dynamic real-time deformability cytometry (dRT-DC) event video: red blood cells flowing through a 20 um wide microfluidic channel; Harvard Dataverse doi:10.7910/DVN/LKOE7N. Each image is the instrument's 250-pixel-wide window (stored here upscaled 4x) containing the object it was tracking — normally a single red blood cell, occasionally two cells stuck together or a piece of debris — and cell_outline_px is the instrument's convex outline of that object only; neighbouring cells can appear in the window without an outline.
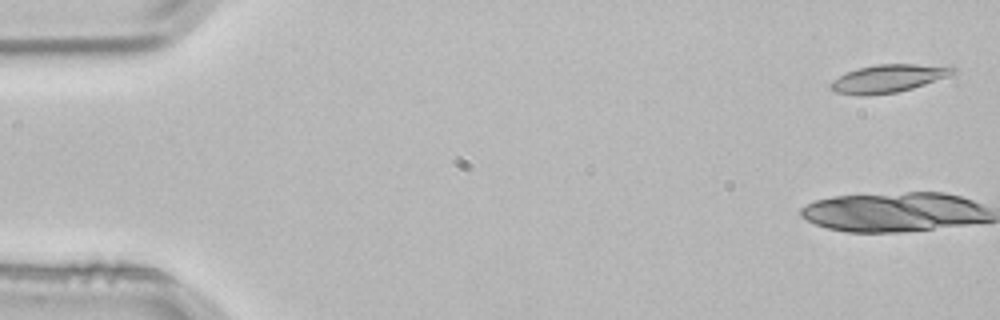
{"species": "common noctule bat (a hibernating species)", "species_latin": "Nyctalus noctula", "temperature_condition": "room temperature", "stored_images_in_passage": 4, "camera_frame_rate_fps": 3000, "um_per_image_px": 0.085, "animal": {"sex": "male", "body_mass_g": 21.5, "forearm_length_mm": 52.0}, "frame": {"image": 1, "passage_image": 1, "time_ms": 0.0, "image_size_px": [1000, 320], "cell_outline_px": [[960, 72], [912, 88], [896, 92], [868, 96], [856, 96], [836, 92], [828, 88], [828, 84], [832, 80], [848, 72], [860, 68], [876, 64], [952, 64]], "centroid_in_image_um": [75.57, 6.66], "position_along_channel_um": 9.4, "area_um2": 20.35}}